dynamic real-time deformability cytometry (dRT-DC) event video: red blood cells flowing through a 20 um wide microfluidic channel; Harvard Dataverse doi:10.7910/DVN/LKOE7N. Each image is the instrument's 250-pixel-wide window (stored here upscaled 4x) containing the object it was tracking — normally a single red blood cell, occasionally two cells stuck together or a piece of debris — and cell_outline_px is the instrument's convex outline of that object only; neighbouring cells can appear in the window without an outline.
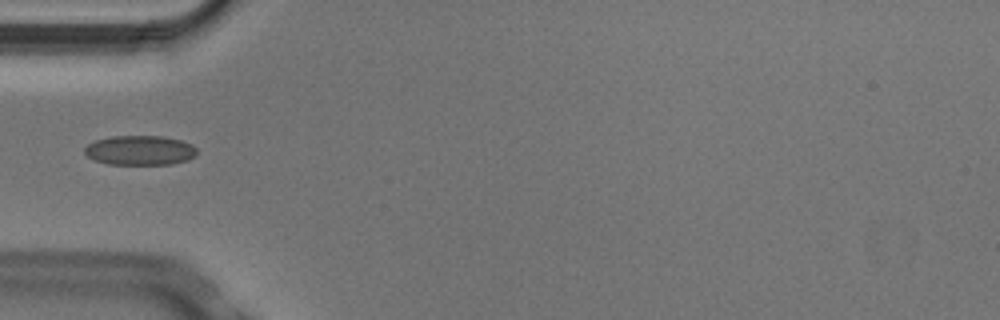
{"species": "Egyptian fruit bat (a non-hibernating species)", "species_latin": "Rousettus aegyptiacus", "temperature_condition": "cold", "stored_images_in_passage": 6, "camera_frame_rate_fps": 3000, "um_per_image_px": 0.085, "animal": {"sex": "male"}, "frame": {"image": 1, "passage_image": 3, "time_ms": 0.667, "image_size_px": [1000, 320], "cell_outline_px": [[196, 156], [188, 160], [172, 164], [108, 164], [96, 160], [88, 156], [84, 152], [84, 148], [88, 144], [96, 140], [112, 136], [160, 136], [180, 140], [192, 144], [196, 148]], "centroid_in_image_um": [11.91, 12.78], "position_along_channel_um": 73.1, "area_um2": 19.31}}
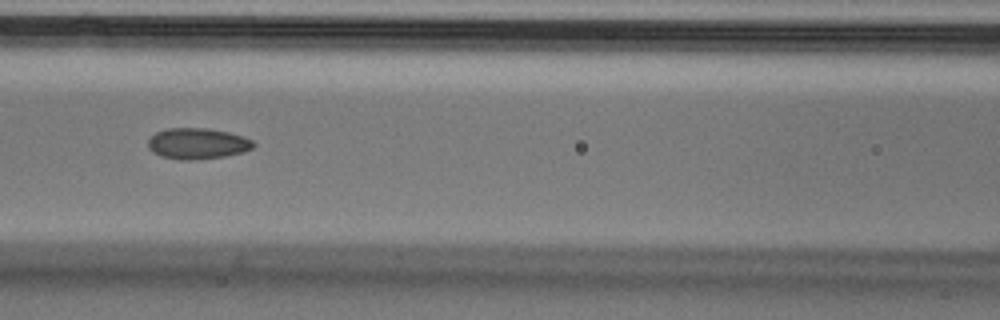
{"frame": {"image": 2, "passage_image": 5, "time_ms": 1.333, "image_size_px": [1000, 320], "cell_outline_px": [[256, 144], [252, 148], [244, 152], [224, 156], [196, 160], [180, 160], [160, 156], [152, 152], [148, 148], [148, 140], [156, 132], [168, 128], [208, 128], [228, 132], [244, 136], [252, 140]], "centroid_in_image_um": [16.78, 12.21], "position_along_channel_um": 149.8, "area_um2": 19.19}}
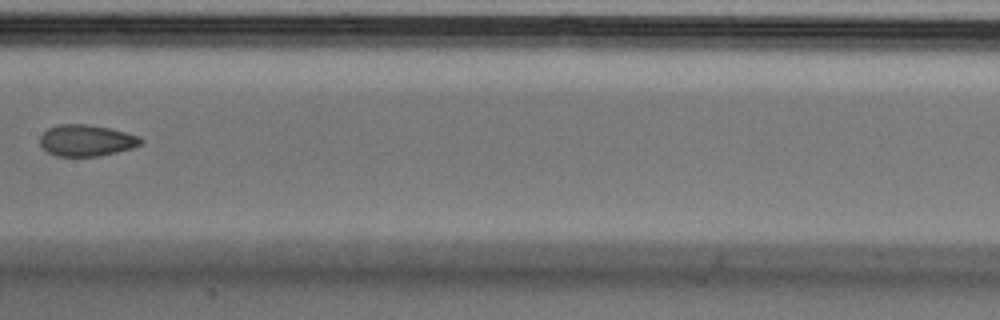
{"frame": {"image": 3, "passage_image": 6, "time_ms": 1.667, "image_size_px": [1000, 320], "cell_outline_px": [[144, 140], [140, 144], [132, 148], [100, 156], [56, 156], [48, 152], [40, 144], [40, 136], [48, 128], [60, 124], [88, 124], [108, 128], [140, 136]], "centroid_in_image_um": [7.34, 11.94], "position_along_channel_um": 200.1, "area_um2": 18.38}}